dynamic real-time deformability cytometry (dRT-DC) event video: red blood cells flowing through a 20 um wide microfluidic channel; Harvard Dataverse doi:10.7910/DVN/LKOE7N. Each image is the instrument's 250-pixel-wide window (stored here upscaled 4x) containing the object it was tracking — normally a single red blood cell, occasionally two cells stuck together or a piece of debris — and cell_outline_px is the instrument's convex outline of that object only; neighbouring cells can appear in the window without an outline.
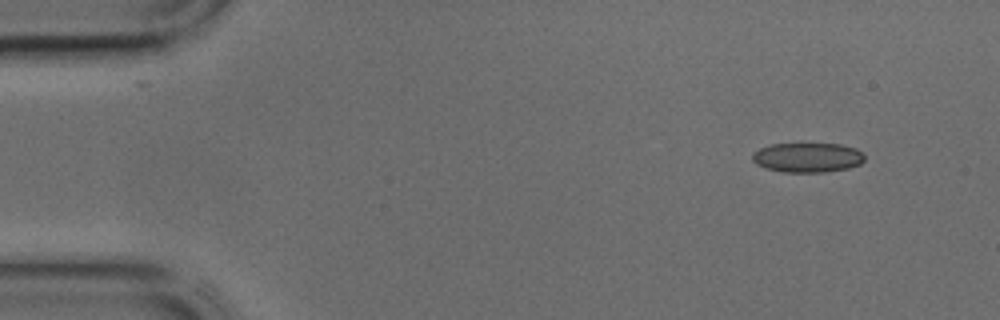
{"species": "common noctule bat (a hibernating species)", "species_latin": "Nyctalus noctula", "temperature_condition": "cold", "stored_images_in_passage": 40, "camera_frame_rate_fps": 3000, "um_per_image_px": 0.085, "animal": {"sex": "male", "body_mass_g": 17.9, "forearm_length_mm": 54.2}, "frame": {"image": 1, "passage_image": 1, "time_ms": 0.0, "image_size_px": [1000, 320], "cell_outline_px": [[864, 160], [860, 164], [848, 168], [824, 172], [784, 172], [764, 168], [756, 164], [752, 160], [752, 152], [760, 148], [772, 144], [840, 144], [856, 148], [864, 152]], "centroid_in_image_um": [68.64, 13.39], "position_along_channel_um": 16.4, "area_um2": 19.48}}
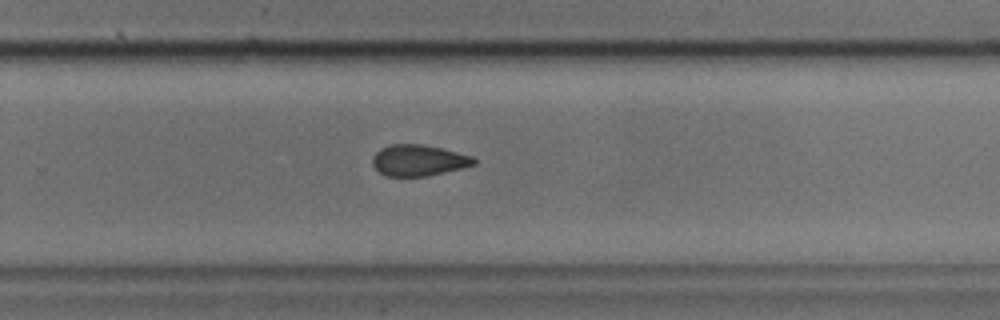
{"frame": {"image": 2, "passage_image": 25, "time_ms": 8.0, "image_size_px": [1000, 320], "cell_outline_px": [[476, 164], [428, 176], [384, 176], [372, 164], [372, 156], [380, 148], [388, 144], [420, 144], [440, 148], [472, 156], [476, 160]], "centroid_in_image_um": [35.53, 13.62], "position_along_channel_um": 294.3, "area_um2": 18.32}}
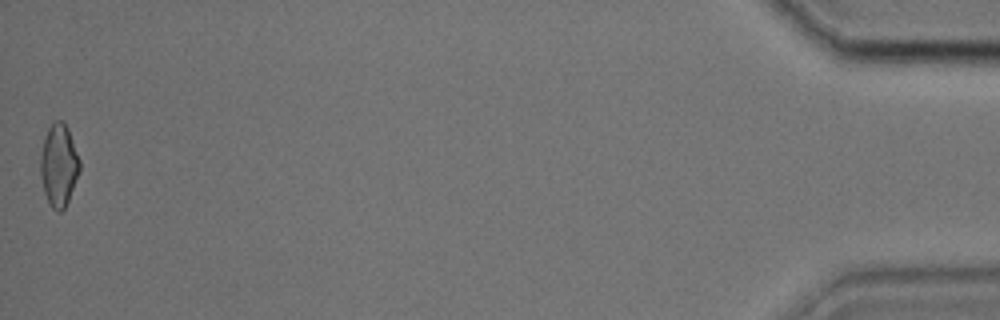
{"frame": {"image": 3, "passage_image": 40, "time_ms": 13.0, "image_size_px": [1000, 320], "cell_outline_px": [[80, 172], [68, 200], [64, 208], [60, 212], [56, 212], [52, 208], [44, 192], [40, 176], [40, 156], [44, 140], [48, 128], [56, 120], [60, 120], [68, 128], [80, 160]], "centroid_in_image_um": [5.0, 14.06], "position_along_channel_um": 430.2, "area_um2": 18.73}}